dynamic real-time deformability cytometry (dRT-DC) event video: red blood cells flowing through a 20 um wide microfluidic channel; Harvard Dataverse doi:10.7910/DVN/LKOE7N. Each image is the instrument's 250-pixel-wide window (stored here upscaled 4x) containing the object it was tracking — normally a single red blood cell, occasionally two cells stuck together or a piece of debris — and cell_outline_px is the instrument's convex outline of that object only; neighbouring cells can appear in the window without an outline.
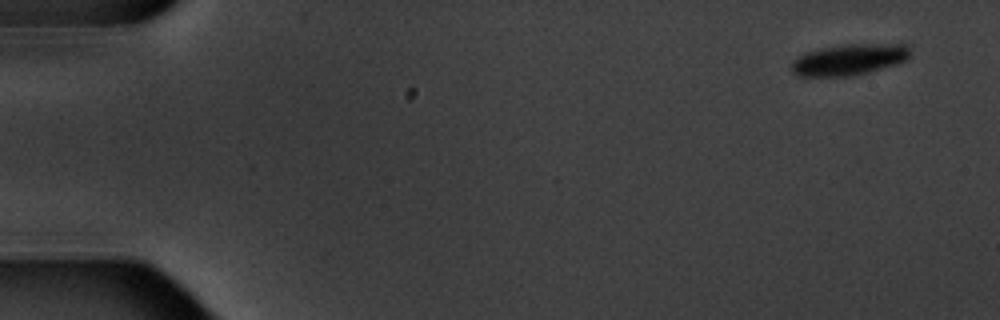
{"species": "common noctule bat (a hibernating species)", "species_latin": "Nyctalus noctula", "temperature_condition": "warm", "stored_images_in_passage": 6, "camera_frame_rate_fps": 3000, "um_per_image_px": 0.085, "animal": {"sex": "male", "body_mass_g": 20.1, "forearm_length_mm": 53.5}, "frame": {"image": 1, "passage_image": 1, "time_ms": 0.0, "image_size_px": [1000, 320], "cell_outline_px": [[908, 60], [896, 64], [868, 72], [852, 76], [800, 76], [792, 68], [792, 60], [808, 52], [824, 48], [844, 44], [904, 44], [908, 48]], "centroid_in_image_um": [72.2, 5.07], "position_along_channel_um": 12.8, "area_um2": 21.1}}
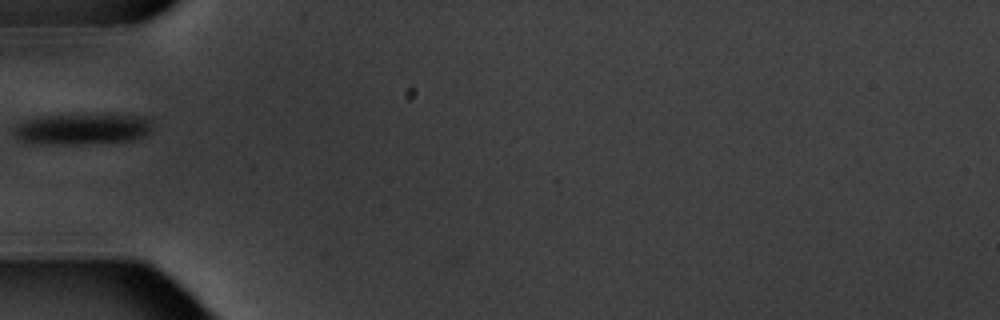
{"frame": {"image": 2, "passage_image": 5, "time_ms": 5.667, "image_size_px": [1000, 320], "cell_outline_px": [[152, 132], [144, 136], [132, 140], [84, 144], [44, 144], [20, 140], [12, 132], [12, 128], [24, 120], [40, 116], [144, 116], [152, 120]], "centroid_in_image_um": [7.0, 10.99], "position_along_channel_um": 78.0, "area_um2": 24.68}}
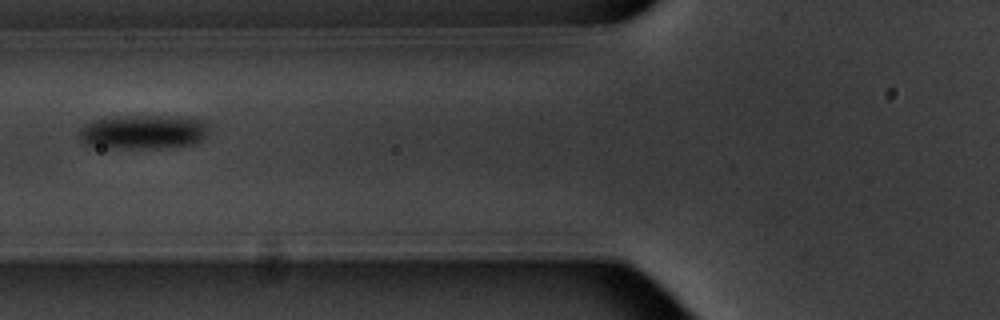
{"frame": {"image": 3, "passage_image": 6, "time_ms": 6.667, "image_size_px": [1000, 320], "cell_outline_px": [[208, 136], [192, 144], [164, 148], [108, 148], [84, 144], [76, 136], [80, 128], [84, 124], [92, 120], [124, 116], [188, 116], [208, 120]], "centroid_in_image_um": [12.2, 11.2], "position_along_channel_um": 113.6, "area_um2": 26.53}}